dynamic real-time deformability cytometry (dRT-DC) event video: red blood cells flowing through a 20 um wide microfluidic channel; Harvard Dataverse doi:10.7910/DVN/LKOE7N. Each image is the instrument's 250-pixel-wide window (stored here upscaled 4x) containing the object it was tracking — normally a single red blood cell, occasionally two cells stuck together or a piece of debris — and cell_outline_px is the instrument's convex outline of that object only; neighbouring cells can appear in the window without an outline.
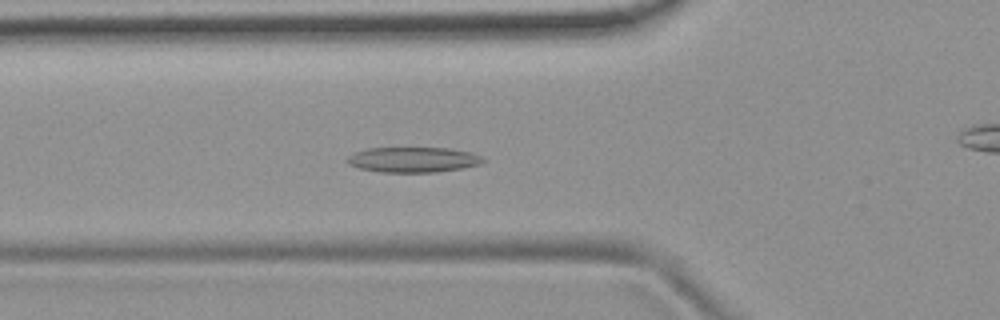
{"species": "common noctule bat (a hibernating species)", "species_latin": "Nyctalus noctula", "temperature_condition": "room temperature", "stored_images_in_passage": 53, "camera_frame_rate_fps": 3000, "um_per_image_px": 0.085, "animal": {"sex": "female", "body_mass_g": 19.9}, "frame": {"image": 1, "passage_image": 18, "time_ms": 5.667, "image_size_px": [1000, 320], "cell_outline_px": [[488, 160], [480, 164], [460, 168], [436, 172], [380, 172], [360, 168], [348, 164], [348, 156], [356, 152], [368, 148], [452, 148], [468, 152], [480, 156]], "centroid_in_image_um": [35.13, 13.57], "position_along_channel_um": 90.7, "area_um2": 19.83}}
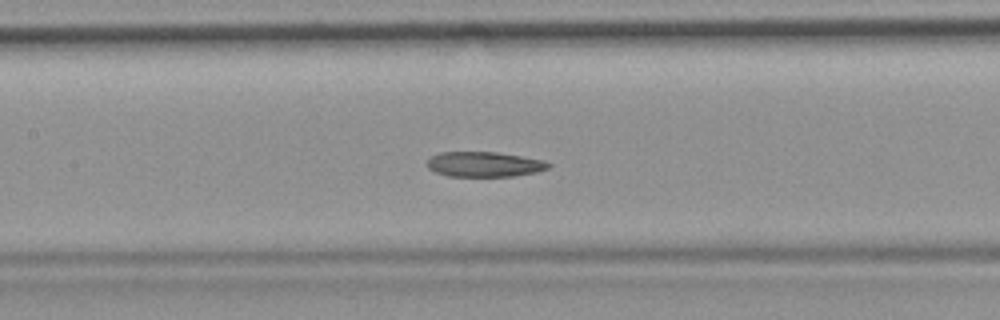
{"frame": {"image": 2, "passage_image": 24, "time_ms": 7.667, "image_size_px": [1000, 320], "cell_outline_px": [[552, 164], [548, 168], [536, 172], [516, 176], [448, 176], [436, 172], [428, 168], [428, 160], [432, 156], [440, 152], [496, 152], [544, 160]], "centroid_in_image_um": [41.18, 13.96], "position_along_channel_um": 166.2, "area_um2": 17.63}}
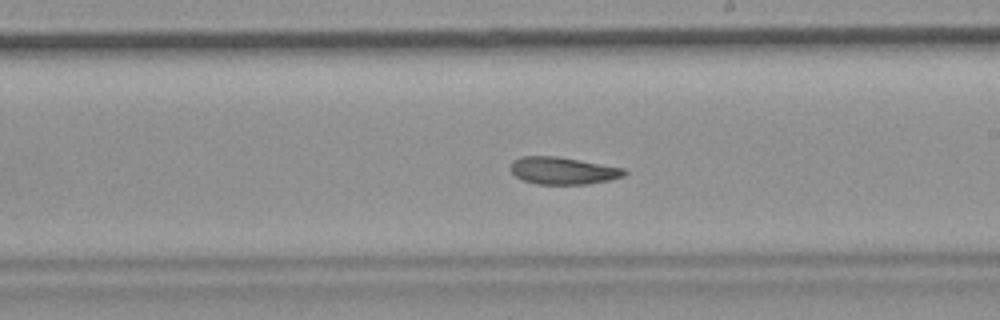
{"frame": {"image": 3, "passage_image": 30, "time_ms": 9.667, "image_size_px": [1000, 320], "cell_outline_px": [[628, 172], [624, 176], [608, 180], [588, 184], [536, 184], [524, 180], [516, 176], [508, 168], [512, 160], [520, 156], [556, 156], [580, 160], [624, 168]], "centroid_in_image_um": [47.82, 14.5], "position_along_channel_um": 241.2, "area_um2": 18.15}, "authors_computed_cell_mechanics": {"area_um2": 19.5942, "velocity_mm_per_s": 3.7594, "shape_relaxation_time_tau1_ms": null, "shape_relaxation_time_tau2_ms": 4.466, "deformation_change_tau1": null, "deformation_change_tau2": 0.1118}}